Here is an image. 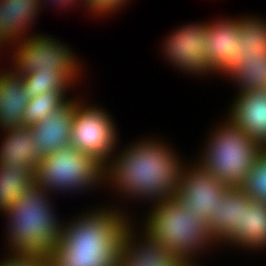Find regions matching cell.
Wrapping results in <instances>:
<instances>
[{"label": "cell", "instance_id": "cell-1", "mask_svg": "<svg viewBox=\"0 0 266 266\" xmlns=\"http://www.w3.org/2000/svg\"><path fill=\"white\" fill-rule=\"evenodd\" d=\"M155 139L143 137L117 152V156L113 153L103 165V184H111L110 188L130 201L132 198L155 204L174 199L185 160L163 139Z\"/></svg>", "mask_w": 266, "mask_h": 266}, {"label": "cell", "instance_id": "cell-2", "mask_svg": "<svg viewBox=\"0 0 266 266\" xmlns=\"http://www.w3.org/2000/svg\"><path fill=\"white\" fill-rule=\"evenodd\" d=\"M116 207L94 208L63 223L57 246L48 257L49 265L115 266L122 236L133 222L127 211Z\"/></svg>", "mask_w": 266, "mask_h": 266}, {"label": "cell", "instance_id": "cell-3", "mask_svg": "<svg viewBox=\"0 0 266 266\" xmlns=\"http://www.w3.org/2000/svg\"><path fill=\"white\" fill-rule=\"evenodd\" d=\"M50 195L34 184L3 215L7 217L8 253L48 258L57 246L64 221H58Z\"/></svg>", "mask_w": 266, "mask_h": 266}, {"label": "cell", "instance_id": "cell-4", "mask_svg": "<svg viewBox=\"0 0 266 266\" xmlns=\"http://www.w3.org/2000/svg\"><path fill=\"white\" fill-rule=\"evenodd\" d=\"M148 210L140 232L184 256L192 265H196L200 253L215 248L207 233L206 217L186 210L176 198L152 204Z\"/></svg>", "mask_w": 266, "mask_h": 266}, {"label": "cell", "instance_id": "cell-5", "mask_svg": "<svg viewBox=\"0 0 266 266\" xmlns=\"http://www.w3.org/2000/svg\"><path fill=\"white\" fill-rule=\"evenodd\" d=\"M224 120L216 130H211L205 151L195 161L228 188L242 187L263 147L248 137L229 115Z\"/></svg>", "mask_w": 266, "mask_h": 266}, {"label": "cell", "instance_id": "cell-6", "mask_svg": "<svg viewBox=\"0 0 266 266\" xmlns=\"http://www.w3.org/2000/svg\"><path fill=\"white\" fill-rule=\"evenodd\" d=\"M35 184L56 192L91 191L103 185V165L88 153L71 145L49 153L44 160L37 163L34 172ZM99 185V187H97ZM63 191V192H62Z\"/></svg>", "mask_w": 266, "mask_h": 266}, {"label": "cell", "instance_id": "cell-7", "mask_svg": "<svg viewBox=\"0 0 266 266\" xmlns=\"http://www.w3.org/2000/svg\"><path fill=\"white\" fill-rule=\"evenodd\" d=\"M9 45V48H16L12 51L13 59L10 58L14 65L11 63L12 67L9 68L16 77L22 78L33 72L58 69L76 85L79 77L82 78L83 69L82 65H79L82 63L77 55H74L66 43H59L52 36L33 33L24 40Z\"/></svg>", "mask_w": 266, "mask_h": 266}, {"label": "cell", "instance_id": "cell-8", "mask_svg": "<svg viewBox=\"0 0 266 266\" xmlns=\"http://www.w3.org/2000/svg\"><path fill=\"white\" fill-rule=\"evenodd\" d=\"M79 99H75L70 145L90 154L104 165L112 153L117 152L115 149L118 144V129L113 116L105 108L88 105L84 103L86 101Z\"/></svg>", "mask_w": 266, "mask_h": 266}, {"label": "cell", "instance_id": "cell-9", "mask_svg": "<svg viewBox=\"0 0 266 266\" xmlns=\"http://www.w3.org/2000/svg\"><path fill=\"white\" fill-rule=\"evenodd\" d=\"M207 30L208 21L181 25L162 42L161 52L173 67L185 74L215 76L214 68L210 65L206 48L203 46L208 41Z\"/></svg>", "mask_w": 266, "mask_h": 266}, {"label": "cell", "instance_id": "cell-10", "mask_svg": "<svg viewBox=\"0 0 266 266\" xmlns=\"http://www.w3.org/2000/svg\"><path fill=\"white\" fill-rule=\"evenodd\" d=\"M194 162L183 165L175 198L186 210L199 212L209 222L220 205L218 198L228 187Z\"/></svg>", "mask_w": 266, "mask_h": 266}, {"label": "cell", "instance_id": "cell-11", "mask_svg": "<svg viewBox=\"0 0 266 266\" xmlns=\"http://www.w3.org/2000/svg\"><path fill=\"white\" fill-rule=\"evenodd\" d=\"M135 229L133 222L126 228L115 266H193L184 256Z\"/></svg>", "mask_w": 266, "mask_h": 266}, {"label": "cell", "instance_id": "cell-12", "mask_svg": "<svg viewBox=\"0 0 266 266\" xmlns=\"http://www.w3.org/2000/svg\"><path fill=\"white\" fill-rule=\"evenodd\" d=\"M239 26V17L237 19L223 17L208 21V41L203 46L216 75H221L235 60H238Z\"/></svg>", "mask_w": 266, "mask_h": 266}, {"label": "cell", "instance_id": "cell-13", "mask_svg": "<svg viewBox=\"0 0 266 266\" xmlns=\"http://www.w3.org/2000/svg\"><path fill=\"white\" fill-rule=\"evenodd\" d=\"M75 98L76 96L69 99L62 107L36 124L28 126L35 148H41L48 155L70 145Z\"/></svg>", "mask_w": 266, "mask_h": 266}, {"label": "cell", "instance_id": "cell-14", "mask_svg": "<svg viewBox=\"0 0 266 266\" xmlns=\"http://www.w3.org/2000/svg\"><path fill=\"white\" fill-rule=\"evenodd\" d=\"M228 115L255 142L266 148V89L236 93Z\"/></svg>", "mask_w": 266, "mask_h": 266}, {"label": "cell", "instance_id": "cell-15", "mask_svg": "<svg viewBox=\"0 0 266 266\" xmlns=\"http://www.w3.org/2000/svg\"><path fill=\"white\" fill-rule=\"evenodd\" d=\"M251 199L241 187L228 188L218 198L220 205L207 226V233L216 245L226 246L227 242L241 230L243 207Z\"/></svg>", "mask_w": 266, "mask_h": 266}, {"label": "cell", "instance_id": "cell-16", "mask_svg": "<svg viewBox=\"0 0 266 266\" xmlns=\"http://www.w3.org/2000/svg\"><path fill=\"white\" fill-rule=\"evenodd\" d=\"M0 24H2V43L20 42L28 35L36 16L40 13V0H1ZM31 24V25H30ZM26 36V37H25Z\"/></svg>", "mask_w": 266, "mask_h": 266}, {"label": "cell", "instance_id": "cell-17", "mask_svg": "<svg viewBox=\"0 0 266 266\" xmlns=\"http://www.w3.org/2000/svg\"><path fill=\"white\" fill-rule=\"evenodd\" d=\"M4 140L0 144V165H24L33 172L37 163L47 156L32 142L28 126L3 130Z\"/></svg>", "mask_w": 266, "mask_h": 266}, {"label": "cell", "instance_id": "cell-18", "mask_svg": "<svg viewBox=\"0 0 266 266\" xmlns=\"http://www.w3.org/2000/svg\"><path fill=\"white\" fill-rule=\"evenodd\" d=\"M2 71H0V130H8L23 126V115L30 98L24 91L23 78L16 77L8 69Z\"/></svg>", "mask_w": 266, "mask_h": 266}, {"label": "cell", "instance_id": "cell-19", "mask_svg": "<svg viewBox=\"0 0 266 266\" xmlns=\"http://www.w3.org/2000/svg\"><path fill=\"white\" fill-rule=\"evenodd\" d=\"M227 243L242 250L266 248V203L251 199L243 207L242 227Z\"/></svg>", "mask_w": 266, "mask_h": 266}, {"label": "cell", "instance_id": "cell-20", "mask_svg": "<svg viewBox=\"0 0 266 266\" xmlns=\"http://www.w3.org/2000/svg\"><path fill=\"white\" fill-rule=\"evenodd\" d=\"M34 184V172L24 165H0V211L3 215Z\"/></svg>", "mask_w": 266, "mask_h": 266}, {"label": "cell", "instance_id": "cell-21", "mask_svg": "<svg viewBox=\"0 0 266 266\" xmlns=\"http://www.w3.org/2000/svg\"><path fill=\"white\" fill-rule=\"evenodd\" d=\"M238 60L266 58V20L250 15L240 17Z\"/></svg>", "mask_w": 266, "mask_h": 266}, {"label": "cell", "instance_id": "cell-22", "mask_svg": "<svg viewBox=\"0 0 266 266\" xmlns=\"http://www.w3.org/2000/svg\"><path fill=\"white\" fill-rule=\"evenodd\" d=\"M222 75L238 85V93L266 89V58L235 60Z\"/></svg>", "mask_w": 266, "mask_h": 266}, {"label": "cell", "instance_id": "cell-23", "mask_svg": "<svg viewBox=\"0 0 266 266\" xmlns=\"http://www.w3.org/2000/svg\"><path fill=\"white\" fill-rule=\"evenodd\" d=\"M22 78L24 91L30 99L49 91H70V88L75 87V84L58 69L33 72Z\"/></svg>", "mask_w": 266, "mask_h": 266}, {"label": "cell", "instance_id": "cell-24", "mask_svg": "<svg viewBox=\"0 0 266 266\" xmlns=\"http://www.w3.org/2000/svg\"><path fill=\"white\" fill-rule=\"evenodd\" d=\"M67 92L49 91L31 98L25 108L23 126L36 124L53 111L62 107L69 100Z\"/></svg>", "mask_w": 266, "mask_h": 266}, {"label": "cell", "instance_id": "cell-25", "mask_svg": "<svg viewBox=\"0 0 266 266\" xmlns=\"http://www.w3.org/2000/svg\"><path fill=\"white\" fill-rule=\"evenodd\" d=\"M241 188L255 202L266 203V148L257 155Z\"/></svg>", "mask_w": 266, "mask_h": 266}, {"label": "cell", "instance_id": "cell-26", "mask_svg": "<svg viewBox=\"0 0 266 266\" xmlns=\"http://www.w3.org/2000/svg\"><path fill=\"white\" fill-rule=\"evenodd\" d=\"M82 2L83 8L88 9L87 12L90 11V14H95H93L92 17L97 16L101 18L100 16L103 17L104 15H115V12L121 11L130 0H82Z\"/></svg>", "mask_w": 266, "mask_h": 266}, {"label": "cell", "instance_id": "cell-27", "mask_svg": "<svg viewBox=\"0 0 266 266\" xmlns=\"http://www.w3.org/2000/svg\"><path fill=\"white\" fill-rule=\"evenodd\" d=\"M7 257L0 259V266H50L48 258L42 256L5 254Z\"/></svg>", "mask_w": 266, "mask_h": 266}, {"label": "cell", "instance_id": "cell-28", "mask_svg": "<svg viewBox=\"0 0 266 266\" xmlns=\"http://www.w3.org/2000/svg\"><path fill=\"white\" fill-rule=\"evenodd\" d=\"M47 1L48 2H51V4L53 3V6L54 7H63V8H65V7H70L71 8V6L73 7V6H76L77 4H78V2H81V3H79V4H81L82 5V0H46V1H44V0H40V9H42V7L44 6V5H46L45 3H47ZM44 2V3H43ZM42 4V5H41ZM56 5V6H55Z\"/></svg>", "mask_w": 266, "mask_h": 266}, {"label": "cell", "instance_id": "cell-29", "mask_svg": "<svg viewBox=\"0 0 266 266\" xmlns=\"http://www.w3.org/2000/svg\"><path fill=\"white\" fill-rule=\"evenodd\" d=\"M2 8V1L0 0V10ZM0 41L2 42V24H0Z\"/></svg>", "mask_w": 266, "mask_h": 266}, {"label": "cell", "instance_id": "cell-30", "mask_svg": "<svg viewBox=\"0 0 266 266\" xmlns=\"http://www.w3.org/2000/svg\"><path fill=\"white\" fill-rule=\"evenodd\" d=\"M5 45L0 41V49H2V48H4L5 49ZM2 50H0V52H1Z\"/></svg>", "mask_w": 266, "mask_h": 266}]
</instances>
